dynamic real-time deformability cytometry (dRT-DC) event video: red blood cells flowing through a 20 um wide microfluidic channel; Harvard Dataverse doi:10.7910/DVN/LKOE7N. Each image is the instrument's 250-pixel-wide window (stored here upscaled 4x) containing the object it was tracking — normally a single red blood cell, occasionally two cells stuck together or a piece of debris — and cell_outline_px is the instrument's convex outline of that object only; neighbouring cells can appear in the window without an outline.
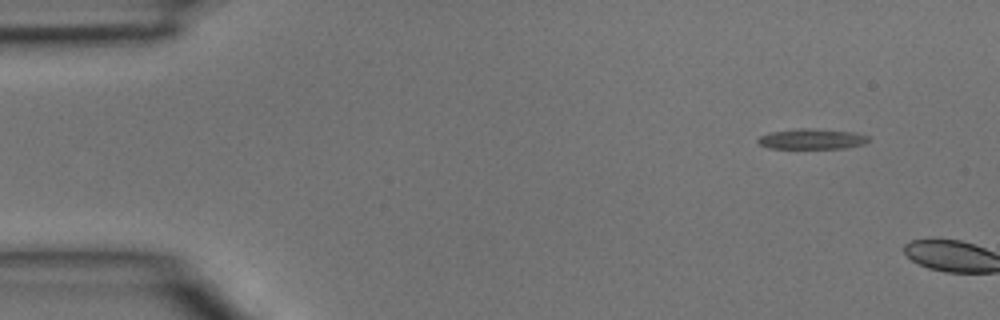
{"species": "common noctule bat (a hibernating species)", "species_latin": "Nyctalus noctula", "temperature_condition": "room temperature", "stored_images_in_passage": 2, "camera_frame_rate_fps": 3000, "um_per_image_px": 0.085, "animal": {"sex": "male", "body_mass_g": 15.6}, "frame": {"image": 1, "passage_image": 1, "time_ms": 0.0, "image_size_px": [1000, 320], "cell_outline_px": [[868, 140], [864, 144], [844, 148], [768, 148], [760, 144], [756, 140], [760, 136], [772, 132], [796, 128], [804, 128], [852, 132], [868, 136]], "centroid_in_image_um": [68.97, 11.82], "position_along_channel_um": 16.0, "area_um2": 12.89}}